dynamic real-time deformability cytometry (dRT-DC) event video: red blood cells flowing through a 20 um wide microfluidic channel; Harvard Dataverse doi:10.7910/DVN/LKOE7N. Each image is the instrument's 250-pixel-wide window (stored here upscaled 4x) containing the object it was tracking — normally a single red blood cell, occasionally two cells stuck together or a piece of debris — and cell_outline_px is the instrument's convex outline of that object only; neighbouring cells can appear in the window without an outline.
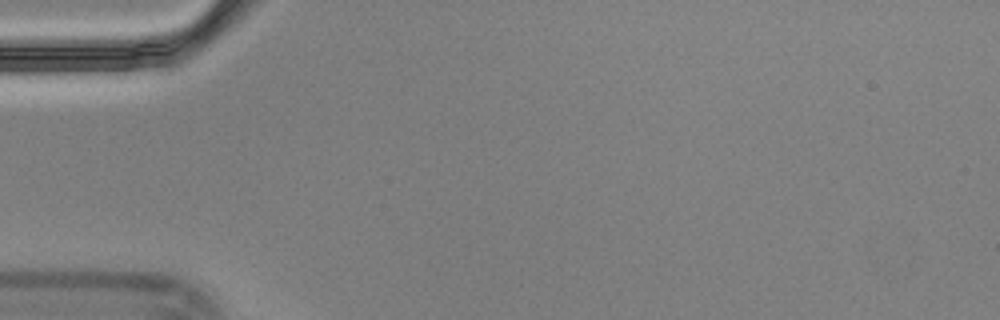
{"species": "Egyptian fruit bat (a non-hibernating species)", "species_latin": "Rousettus aegyptiacus", "temperature_condition": "cold", "stored_images_in_passage": 2, "camera_frame_rate_fps": 3000, "um_per_image_px": 0.085, "animal": {"sex": "male"}, "frame": {"image": 1, "passage_image": 1, "time_ms": 0.0, "image_size_px": [1000, 320], "cell_outline_px": [[276, 40], [272, 56], [268, 60], [240, 84], [216, 96], [208, 92], [208, 88], [236, 60], [264, 40]], "centroid_in_image_um": [20.68, 5.75], "position_along_channel_um": 64.3, "area_um2": 10.12}}